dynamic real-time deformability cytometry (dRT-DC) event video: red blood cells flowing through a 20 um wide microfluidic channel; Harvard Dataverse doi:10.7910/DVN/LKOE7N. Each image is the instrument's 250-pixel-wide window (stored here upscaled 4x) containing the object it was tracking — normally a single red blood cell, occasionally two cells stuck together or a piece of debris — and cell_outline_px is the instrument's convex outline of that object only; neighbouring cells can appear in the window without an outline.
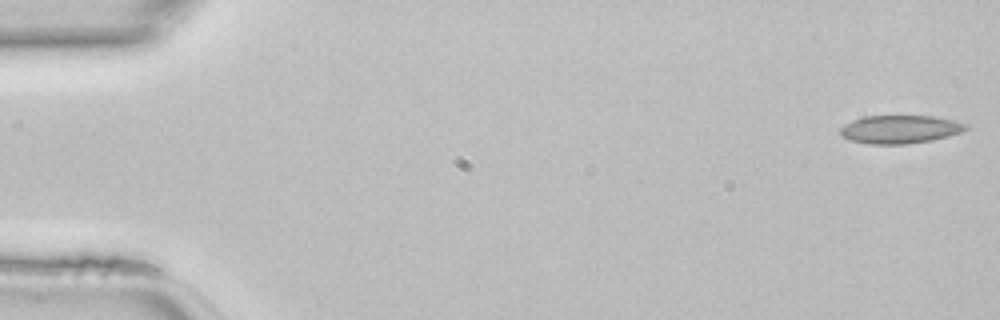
{"species": "common noctule bat (a hibernating species)", "species_latin": "Nyctalus noctula", "temperature_condition": "room temperature", "stored_images_in_passage": 46, "camera_frame_rate_fps": 3000, "um_per_image_px": 0.085, "animal": {"sex": "female", "body_mass_g": 22.7, "forearm_length_mm": 54.2}, "frame": {"image": 1, "passage_image": 1, "time_ms": 0.0, "image_size_px": [1000, 320], "cell_outline_px": [[968, 128], [960, 132], [948, 136], [932, 140], [908, 144], [868, 144], [848, 140], [840, 136], [840, 128], [844, 124], [852, 120], [864, 116], [932, 116], [956, 120], [968, 124]], "centroid_in_image_um": [76.47, 10.99], "position_along_channel_um": 8.5, "area_um2": 20.87}}
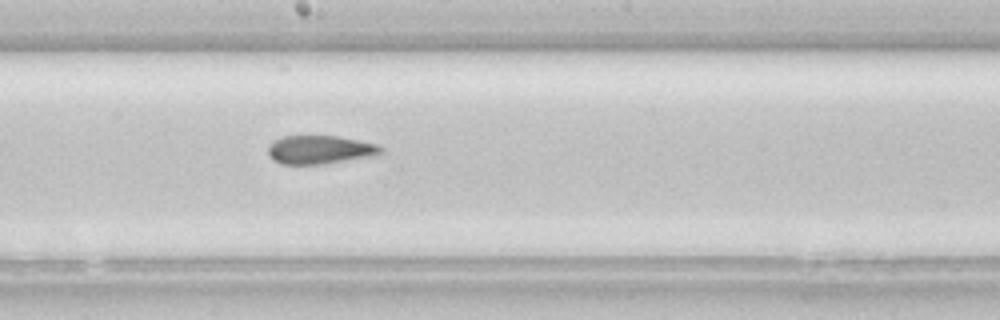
{"frame": {"image": 2, "passage_image": 25, "time_ms": 8.0, "image_size_px": [1000, 320], "cell_outline_px": [[384, 152], [372, 156], [324, 164], [280, 164], [272, 160], [268, 156], [268, 144], [284, 136], [336, 136], [380, 144], [384, 148]], "centroid_in_image_um": [27.2, 12.73], "position_along_channel_um": 221.0, "area_um2": 18.9}}
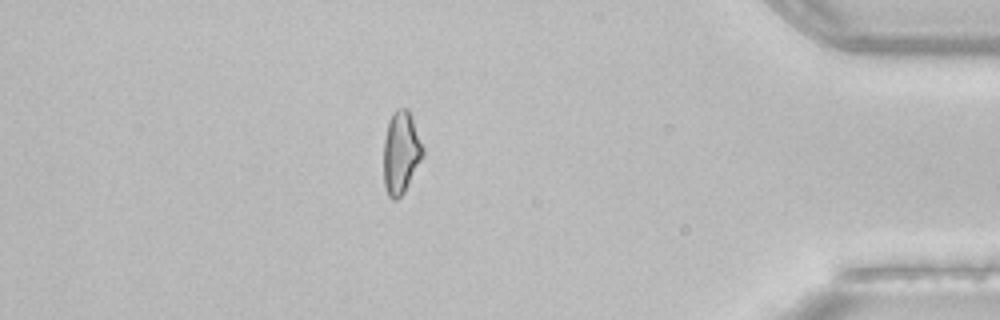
{"frame": {"image": 3, "passage_image": 40, "time_ms": 13.0, "image_size_px": [1000, 320], "cell_outline_px": [[424, 156], [404, 192], [396, 200], [392, 200], [388, 196], [384, 184], [384, 140], [388, 120], [392, 112], [396, 108], [408, 108], [424, 148]], "centroid_in_image_um": [34.08, 12.95], "position_along_channel_um": 401.1, "area_um2": 19.02}}